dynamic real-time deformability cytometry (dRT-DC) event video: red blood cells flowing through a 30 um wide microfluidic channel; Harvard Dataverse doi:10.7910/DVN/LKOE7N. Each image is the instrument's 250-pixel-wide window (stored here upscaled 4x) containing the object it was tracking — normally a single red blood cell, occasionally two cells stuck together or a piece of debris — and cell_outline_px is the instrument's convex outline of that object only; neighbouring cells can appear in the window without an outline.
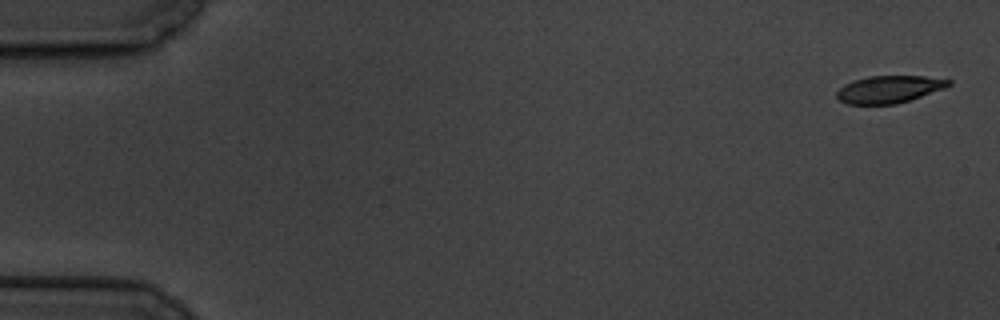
{"species": "common noctule bat (a hibernating species)", "species_latin": "Nyctalus noctula", "temperature_condition": "cold", "stored_images_in_passage": 5, "camera_frame_rate_fps": 3000, "um_per_image_px": 0.085, "animal": {"sex": "male", "body_mass_g": 19.5, "forearm_length_mm": 54.6}, "frame": {"image": 1, "passage_image": 1, "time_ms": 0.0, "image_size_px": [1000, 320], "cell_outline_px": [[952, 84], [944, 88], [896, 104], [848, 104], [840, 100], [836, 96], [836, 92], [844, 84], [868, 76], [924, 76], [952, 80]], "centroid_in_image_um": [75.57, 7.58], "position_along_channel_um": 9.4, "area_um2": 17.57}}
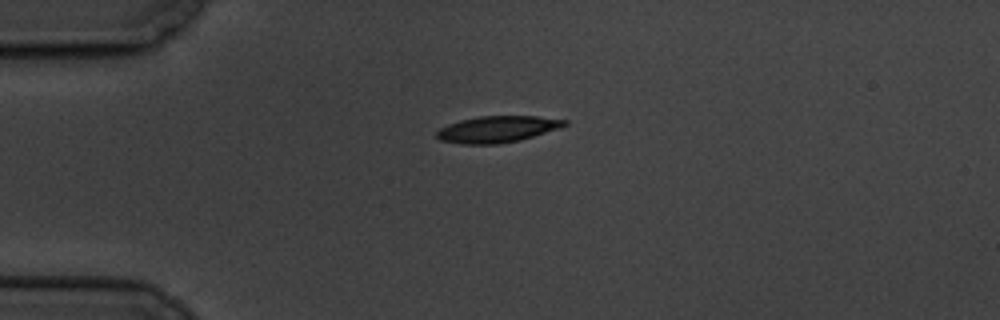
{"frame": {"image": 2, "passage_image": 4, "time_ms": 4.333, "image_size_px": [1000, 320], "cell_outline_px": [[568, 124], [520, 140], [496, 144], [460, 144], [440, 140], [436, 136], [436, 132], [440, 128], [448, 124], [460, 120], [480, 116], [536, 116], [568, 120]], "centroid_in_image_um": [42.22, 10.98], "position_along_channel_um": 42.8, "area_um2": 19.48}}